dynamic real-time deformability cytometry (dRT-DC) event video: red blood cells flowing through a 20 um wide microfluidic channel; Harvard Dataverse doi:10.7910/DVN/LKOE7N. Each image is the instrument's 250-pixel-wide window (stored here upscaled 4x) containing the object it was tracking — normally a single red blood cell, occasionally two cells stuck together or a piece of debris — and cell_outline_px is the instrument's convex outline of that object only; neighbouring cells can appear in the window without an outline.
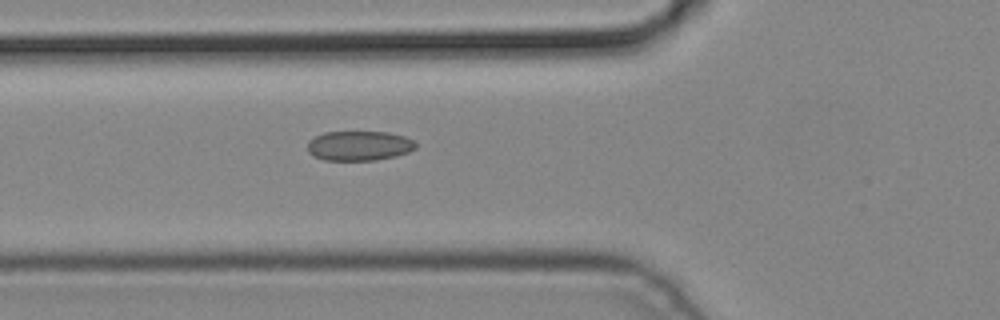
{"species": "common noctule bat (a hibernating species)", "species_latin": "Nyctalus noctula", "temperature_condition": "cold", "stored_images_in_passage": 5, "camera_frame_rate_fps": 3000, "um_per_image_px": 0.085, "animal": {"sex": "male", "body_mass_g": 19.2, "forearm_length_mm": 51.8}, "frame": {"image": 1, "passage_image": 5, "time_ms": 1.333, "image_size_px": [1000, 320], "cell_outline_px": [[416, 148], [408, 152], [396, 156], [376, 160], [324, 160], [312, 156], [308, 152], [308, 140], [324, 132], [388, 132], [404, 136], [416, 140]], "centroid_in_image_um": [30.53, 12.39], "position_along_channel_um": 95.3, "area_um2": 18.9}}